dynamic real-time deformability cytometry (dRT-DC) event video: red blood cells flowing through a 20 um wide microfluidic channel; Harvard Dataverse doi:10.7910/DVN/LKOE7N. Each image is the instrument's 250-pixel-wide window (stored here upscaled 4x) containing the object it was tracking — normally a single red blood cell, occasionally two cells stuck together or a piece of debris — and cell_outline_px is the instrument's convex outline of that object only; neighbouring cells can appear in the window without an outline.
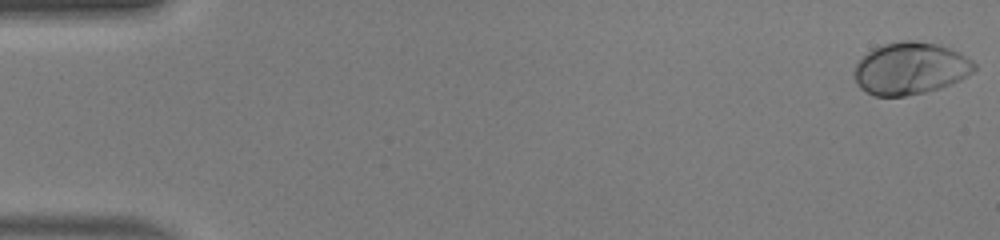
{"species": "human", "species_latin": "Homo sapiens", "temperature_condition": "warm", "stored_images_in_passage": 49, "camera_frame_rate_fps": 3000, "um_per_image_px": 0.085, "donor": {"sex": "male"}, "frame": {"image": 1, "passage_image": 1, "time_ms": 0.0, "image_size_px": [1000, 240], "cell_outline_px": [[976, 68], [972, 72], [960, 80], [940, 88], [924, 92], [904, 96], [876, 96], [860, 88], [856, 80], [856, 64], [872, 48], [880, 44], [900, 40], [916, 40], [940, 44], [960, 52], [972, 60], [976, 64]], "centroid_in_image_um": [77.41, 5.79], "position_along_channel_um": 7.6, "area_um2": 36.53}}
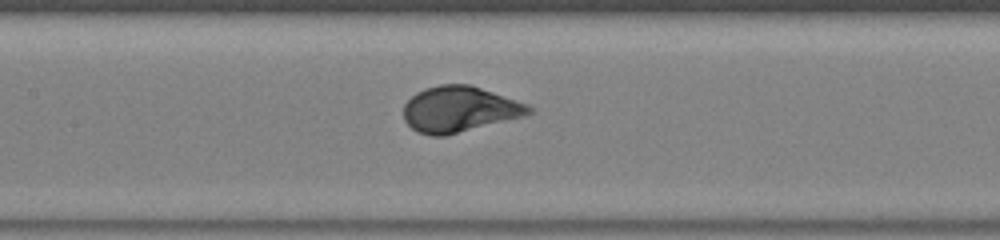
{"frame": {"image": 2, "passage_image": 24, "time_ms": 7.667, "image_size_px": [1000, 240], "cell_outline_px": [[532, 112], [524, 116], [444, 136], [432, 136], [416, 132], [404, 120], [404, 104], [416, 92], [424, 88], [440, 84], [472, 84], [528, 104], [532, 108]], "centroid_in_image_um": [39.03, 9.27], "position_along_channel_um": 168.4, "area_um2": 33.47}}
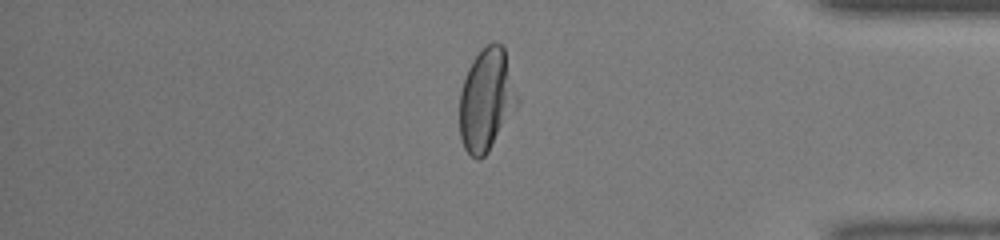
{"frame": {"image": 3, "passage_image": 42, "time_ms": 13.667, "image_size_px": [1000, 240], "cell_outline_px": [[520, 104], [488, 152], [480, 160], [476, 160], [464, 148], [460, 136], [460, 92], [468, 68], [472, 60], [488, 44], [496, 40], [504, 44], [520, 100]], "centroid_in_image_um": [41.39, 8.47], "position_along_channel_um": 393.8, "area_um2": 35.03}, "authors_computed_cell_mechanics": {"area_um2": 33.9286, "velocity_mm_per_s": 4.1857, "shape_relaxation_time_tau1_ms": 2.8384, "shape_relaxation_time_tau2_ms": null, "deformation_change_tau1": 0.1658, "deformation_change_tau2": null}}